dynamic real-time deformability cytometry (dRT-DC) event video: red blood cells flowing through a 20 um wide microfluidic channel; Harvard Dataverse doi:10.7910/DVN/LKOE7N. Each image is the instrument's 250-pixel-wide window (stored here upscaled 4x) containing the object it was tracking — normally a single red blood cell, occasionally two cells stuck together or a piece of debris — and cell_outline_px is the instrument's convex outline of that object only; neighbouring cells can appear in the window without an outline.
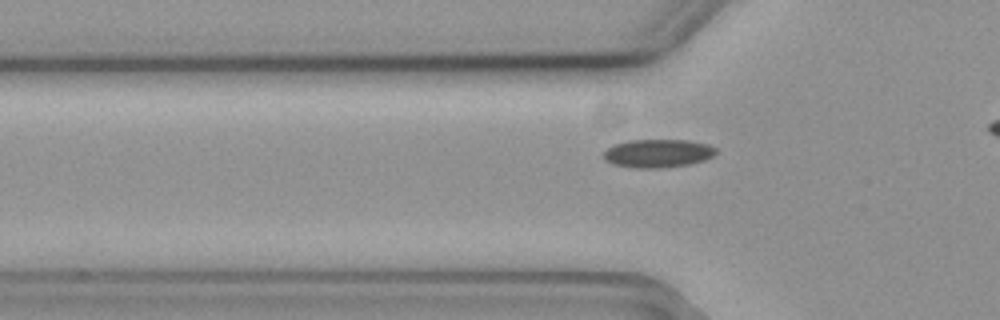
{"species": "common noctule bat (a hibernating species)", "species_latin": "Nyctalus noctula", "temperature_condition": "cold", "stored_images_in_passage": 31, "camera_frame_rate_fps": 3000, "um_per_image_px": 0.085, "animal": {"sex": "female", "body_mass_g": 19.3, "forearm_length_mm": 54.1}, "frame": {"image": 1, "passage_image": 3, "time_ms": 0.667, "image_size_px": [1000, 320], "cell_outline_px": [[716, 152], [712, 156], [704, 160], [688, 164], [660, 168], [636, 168], [612, 164], [604, 160], [604, 152], [612, 144], [628, 140], [688, 140], [708, 144], [716, 148]], "centroid_in_image_um": [55.89, 13.03], "position_along_channel_um": 69.9, "area_um2": 18.55}}
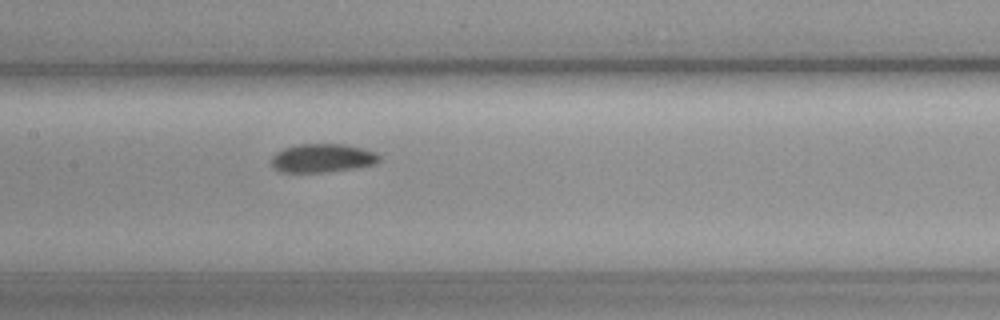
{"frame": {"image": 2, "passage_image": 12, "time_ms": 3.667, "image_size_px": [1000, 320], "cell_outline_px": [[380, 160], [376, 164], [356, 168], [320, 172], [280, 172], [272, 168], [272, 156], [276, 152], [284, 148], [296, 144], [344, 144], [376, 152], [380, 156]], "centroid_in_image_um": [27.39, 13.44], "position_along_channel_um": 180.0, "area_um2": 18.03}}
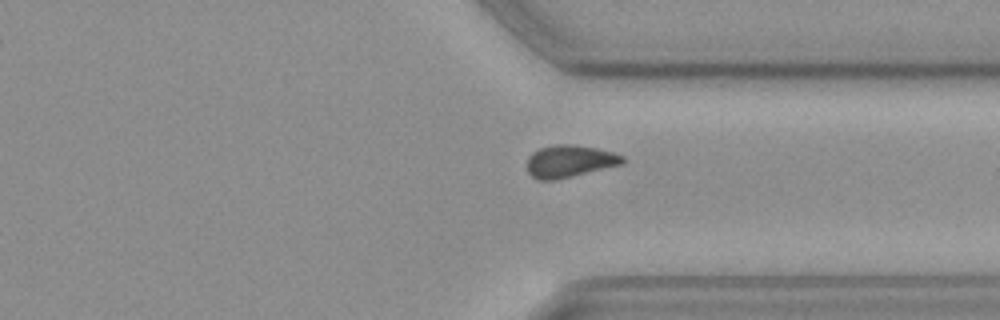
{"frame": {"image": 3, "passage_image": 27, "time_ms": 8.667, "image_size_px": [1000, 320], "cell_outline_px": [[624, 164], [556, 180], [540, 180], [532, 176], [528, 172], [528, 156], [532, 152], [540, 148], [552, 144], [572, 144], [596, 148], [612, 152], [624, 156]], "centroid_in_image_um": [48.42, 13.7], "position_along_channel_um": 363.0, "area_um2": 18.03}}